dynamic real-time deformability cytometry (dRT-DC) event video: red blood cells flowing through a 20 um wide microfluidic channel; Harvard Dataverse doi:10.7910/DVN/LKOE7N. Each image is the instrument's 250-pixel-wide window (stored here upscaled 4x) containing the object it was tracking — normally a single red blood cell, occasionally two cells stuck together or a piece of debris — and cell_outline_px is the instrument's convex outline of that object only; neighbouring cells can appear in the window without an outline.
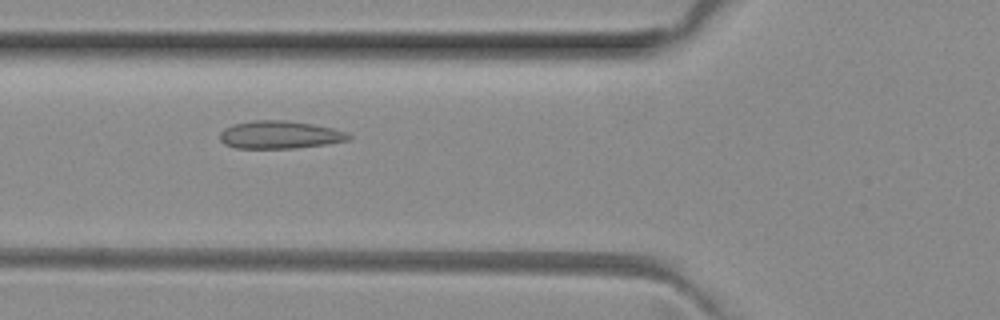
{"species": "common noctule bat (a hibernating species)", "species_latin": "Nyctalus noctula", "temperature_condition": "room temperature", "stored_images_in_passage": 38, "camera_frame_rate_fps": 3000, "um_per_image_px": 0.085, "animal": {"sex": "female", "body_mass_g": 29.2, "forearm_length_mm": 56.3}, "frame": {"image": 1, "passage_image": 6, "time_ms": 1.667, "image_size_px": [1000, 320], "cell_outline_px": [[352, 136], [348, 140], [324, 144], [296, 148], [236, 148], [224, 144], [220, 140], [220, 132], [224, 128], [232, 124], [252, 120], [288, 120], [312, 124], [332, 128], [348, 132]], "centroid_in_image_um": [23.75, 11.45], "position_along_channel_um": 102.0, "area_um2": 20.92}}
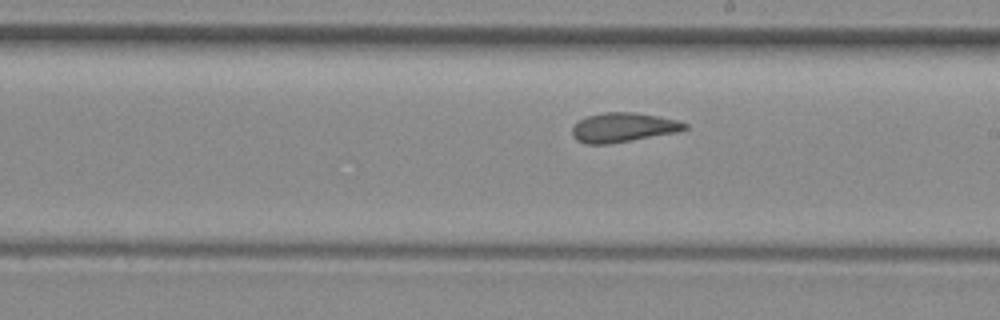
{"frame": {"image": 2, "passage_image": 16, "time_ms": 5.0, "image_size_px": [1000, 320], "cell_outline_px": [[688, 128], [676, 132], [608, 144], [584, 144], [576, 140], [572, 136], [572, 128], [580, 120], [588, 116], [604, 112], [636, 112], [676, 120], [688, 124]], "centroid_in_image_um": [52.94, 10.83], "position_along_channel_um": 236.1, "area_um2": 19.07}}
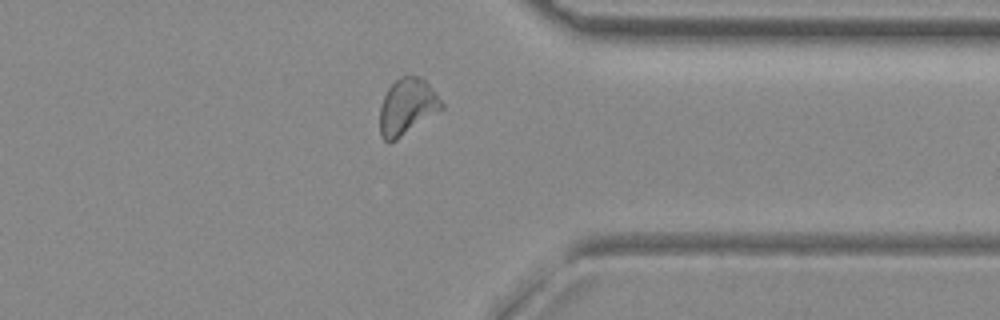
{"frame": {"image": 3, "passage_image": 27, "time_ms": 8.667, "image_size_px": [1000, 320], "cell_outline_px": [[444, 108], [396, 140], [388, 144], [380, 136], [380, 108], [384, 96], [388, 88], [400, 76], [416, 76], [424, 80], [436, 92], [444, 104]], "centroid_in_image_um": [34.6, 9.09], "position_along_channel_um": 376.8, "area_um2": 20.17}, "authors_computed_cell_mechanics": {"area_um2": 19.6231, "velocity_mm_per_s": 4.0293, "shape_relaxation_time_tau1_ms": null, "shape_relaxation_time_tau2_ms": 1.6157, "deformation_change_tau1": null, "deformation_change_tau2": 0.0717}}